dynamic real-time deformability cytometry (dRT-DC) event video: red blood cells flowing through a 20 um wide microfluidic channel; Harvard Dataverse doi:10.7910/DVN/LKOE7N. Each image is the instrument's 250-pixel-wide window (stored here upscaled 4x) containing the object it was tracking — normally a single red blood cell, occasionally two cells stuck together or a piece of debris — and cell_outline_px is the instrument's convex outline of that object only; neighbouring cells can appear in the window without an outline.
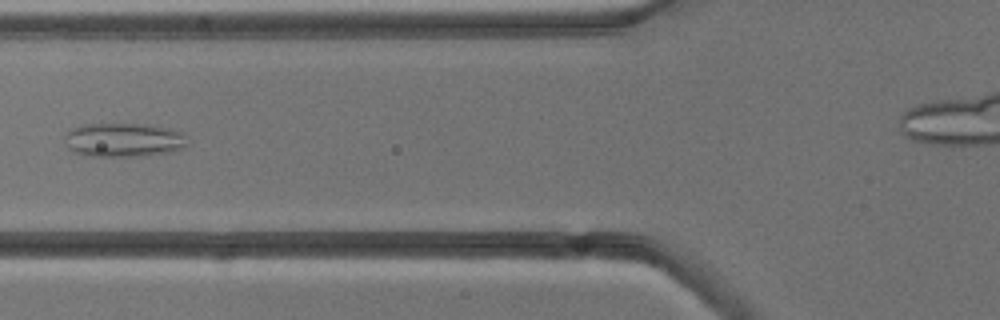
{"species": "common noctule bat (a hibernating species)", "species_latin": "Nyctalus noctula", "temperature_condition": "cold", "stored_images_in_passage": 5, "camera_frame_rate_fps": 3000, "um_per_image_px": 0.085, "animal": {"sex": "male", "body_mass_g": 13.3}, "frame": {"image": 1, "passage_image": 5, "time_ms": 4.667, "image_size_px": [1000, 320], "cell_outline_px": [[188, 144], [184, 148], [172, 152], [144, 156], [88, 156], [72, 152], [68, 148], [64, 136], [72, 128], [80, 124], [144, 124], [184, 132]], "centroid_in_image_um": [10.51, 11.9], "position_along_channel_um": 115.3, "area_um2": 24.51}}